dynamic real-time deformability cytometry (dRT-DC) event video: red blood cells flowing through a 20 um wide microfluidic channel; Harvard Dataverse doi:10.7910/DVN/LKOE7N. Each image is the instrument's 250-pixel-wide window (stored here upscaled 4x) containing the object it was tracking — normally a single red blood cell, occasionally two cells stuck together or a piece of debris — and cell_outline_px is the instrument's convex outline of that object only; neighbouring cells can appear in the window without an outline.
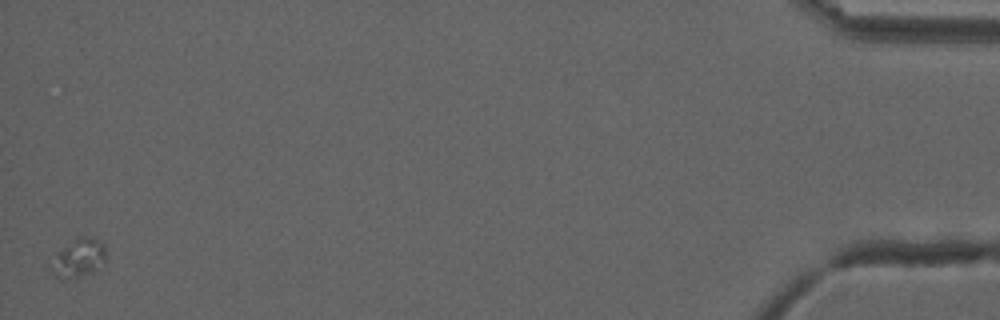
{"species": "common noctule bat (a hibernating species)", "species_latin": "Nyctalus noctula", "temperature_condition": "cold", "stored_images_in_passage": 44, "camera_frame_rate_fps": 3000, "um_per_image_px": 0.085, "animal": {"sex": "male", "forearm_length_mm": 52.5}, "frame": {"image": 1, "passage_image": 44, "time_ms": 14.333, "image_size_px": [1000, 320], "cell_outline_px": [[104, 264], [92, 272], [76, 276], [56, 276], [48, 268], [48, 260], [80, 236], [92, 236], [104, 244]], "centroid_in_image_um": [6.65, 21.9], "position_along_channel_um": 428.5, "area_um2": 11.91}}